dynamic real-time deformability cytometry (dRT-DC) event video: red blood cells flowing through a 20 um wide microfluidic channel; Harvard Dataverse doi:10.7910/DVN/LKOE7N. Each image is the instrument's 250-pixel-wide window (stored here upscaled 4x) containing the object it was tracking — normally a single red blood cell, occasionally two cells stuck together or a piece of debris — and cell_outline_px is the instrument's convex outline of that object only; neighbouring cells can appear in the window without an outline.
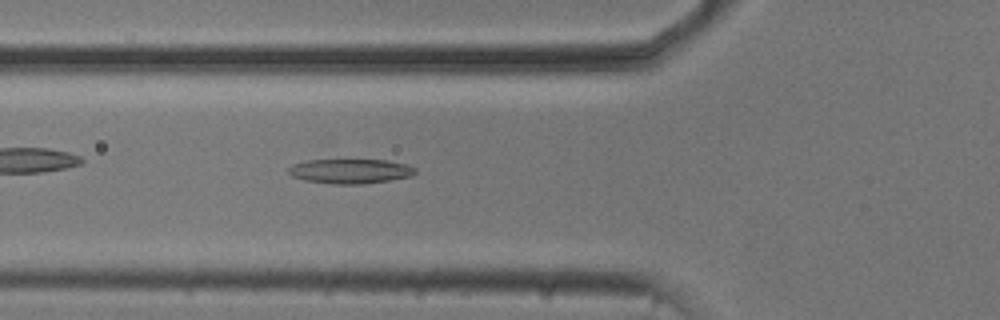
{"species": "common noctule bat (a hibernating species)", "species_latin": "Nyctalus noctula", "temperature_condition": "cold", "stored_images_in_passage": 41, "camera_frame_rate_fps": 3000, "um_per_image_px": 0.085, "animal": {"sex": "male", "body_mass_g": 20.5, "forearm_length_mm": 52.5}, "frame": {"image": 1, "passage_image": 7, "time_ms": 2.0, "image_size_px": [1000, 320], "cell_outline_px": [[416, 172], [412, 176], [364, 184], [332, 184], [304, 180], [292, 176], [288, 172], [288, 168], [292, 164], [308, 160], [388, 160], [408, 164], [416, 168]], "centroid_in_image_um": [29.79, 14.55], "position_along_channel_um": 96.0, "area_um2": 18.26}}
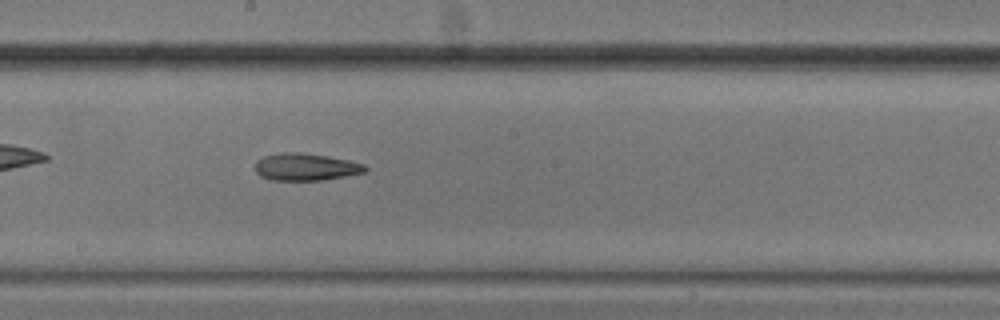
{"frame": {"image": 2, "passage_image": 17, "time_ms": 5.333, "image_size_px": [1000, 320], "cell_outline_px": [[368, 168], [364, 172], [324, 180], [272, 180], [260, 176], [256, 172], [256, 160], [264, 156], [280, 152], [300, 152], [328, 156], [348, 160], [364, 164]], "centroid_in_image_um": [25.96, 14.18], "position_along_channel_um": 222.2, "area_um2": 17.46}}
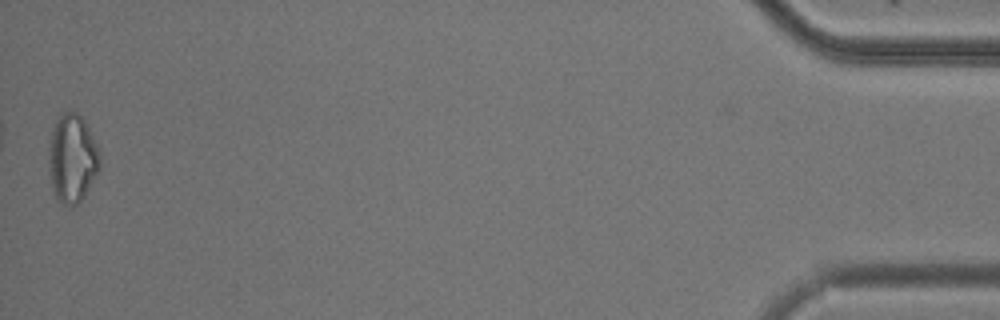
{"frame": {"image": 3, "passage_image": 41, "time_ms": 13.333, "image_size_px": [1000, 320], "cell_outline_px": [[100, 168], [84, 196], [72, 208], [68, 208], [56, 200], [52, 188], [48, 168], [48, 148], [52, 132], [56, 120], [60, 112], [68, 108], [76, 112], [84, 120], [100, 152]], "centroid_in_image_um": [6.11, 13.47], "position_along_channel_um": 429.1, "area_um2": 26.82}}